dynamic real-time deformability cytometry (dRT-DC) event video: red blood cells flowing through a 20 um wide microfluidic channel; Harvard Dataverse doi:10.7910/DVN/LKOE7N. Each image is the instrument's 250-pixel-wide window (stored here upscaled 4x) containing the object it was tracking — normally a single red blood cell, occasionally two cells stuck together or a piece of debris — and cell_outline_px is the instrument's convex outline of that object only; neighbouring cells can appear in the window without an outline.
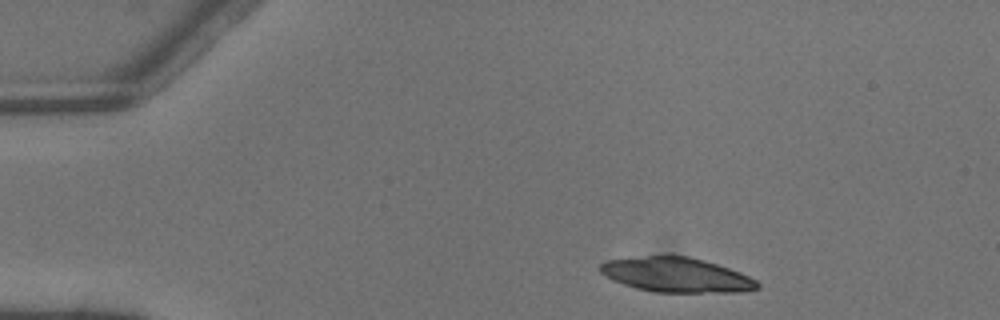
{"species": "common noctule bat (a hibernating species)", "species_latin": "Nyctalus noctula", "temperature_condition": "warm", "stored_images_in_passage": 2, "camera_frame_rate_fps": 3000, "um_per_image_px": 0.085, "animal": {"sex": "male", "body_mass_g": 13.3}, "frame": {"image": 1, "passage_image": 1, "time_ms": 0.0, "image_size_px": [1000, 320], "cell_outline_px": [[760, 288], [744, 292], [652, 292], [636, 288], [612, 280], [600, 272], [600, 264], [604, 260], [648, 256], [688, 256], [704, 260], [740, 272], [756, 280], [760, 284]], "centroid_in_image_um": [57.5, 23.37], "position_along_channel_um": 27.5, "area_um2": 31.67}}